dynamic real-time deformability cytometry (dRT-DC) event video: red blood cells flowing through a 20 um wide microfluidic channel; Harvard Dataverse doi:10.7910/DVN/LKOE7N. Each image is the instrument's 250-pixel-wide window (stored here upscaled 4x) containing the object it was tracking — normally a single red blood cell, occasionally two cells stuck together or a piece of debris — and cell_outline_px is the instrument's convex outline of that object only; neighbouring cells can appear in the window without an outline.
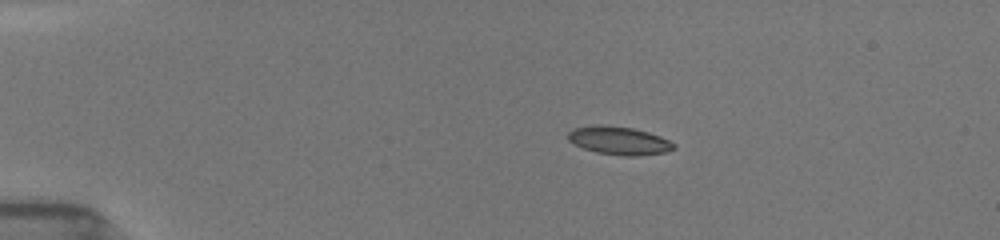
{"species": "common noctule bat (a hibernating species)", "species_latin": "Nyctalus noctula", "temperature_condition": "room temperature", "stored_images_in_passage": 81, "camera_frame_rate_fps": 3000, "um_per_image_px": 0.085, "animal": {"sex": "female", "body_mass_g": 19.5, "forearm_length_mm": 54.1}, "frame": {"image": 1, "passage_image": 1, "time_ms": 0.0, "image_size_px": [1000, 240], "cell_outline_px": [[676, 148], [664, 152], [636, 156], [624, 156], [596, 152], [584, 148], [568, 140], [568, 132], [572, 128], [596, 124], [604, 124], [632, 128], [648, 132], [660, 136], [676, 144]], "centroid_in_image_um": [52.61, 11.94], "position_along_channel_um": 32.4, "area_um2": 17.4}}
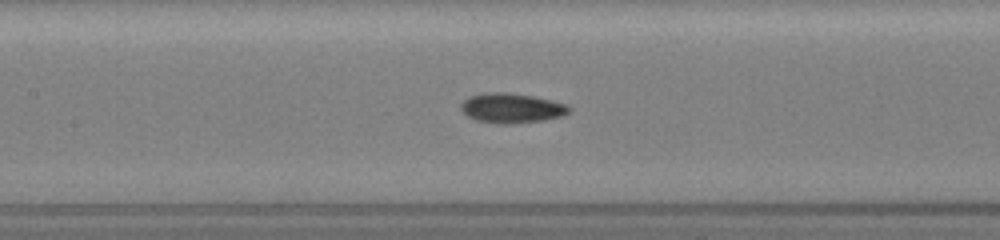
{"frame": {"image": 2, "passage_image": 33, "time_ms": 5.0, "image_size_px": [1000, 240], "cell_outline_px": [[572, 108], [564, 116], [544, 120], [508, 124], [500, 124], [476, 120], [468, 116], [460, 108], [460, 104], [464, 100], [472, 96], [488, 92], [508, 92], [536, 96], [568, 104]], "centroid_in_image_um": [43.54, 9.18], "position_along_channel_um": 163.9, "area_um2": 18.9}}
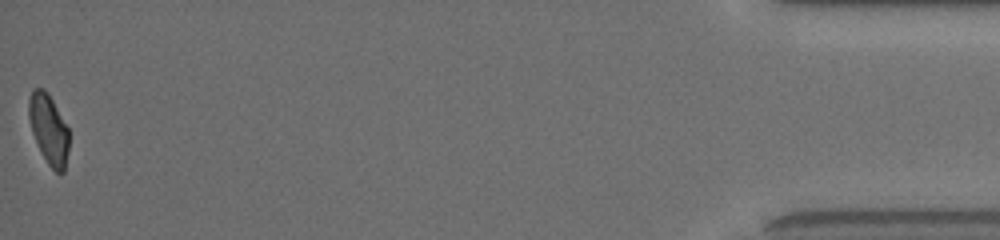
{"frame": {"image": 3, "passage_image": 80, "time_ms": 14.0, "image_size_px": [1000, 240], "cell_outline_px": [[68, 152], [64, 172], [56, 172], [48, 164], [40, 152], [32, 132], [28, 116], [28, 100], [32, 88], [44, 88], [48, 92], [68, 128]], "centroid_in_image_um": [4.12, 10.96], "position_along_channel_um": 431.1, "area_um2": 16.42}, "authors_computed_cell_mechanics": {"area_um2": 17.3978, "velocity_mm_per_s": 3.9341, "shape_relaxation_time_tau1_ms": 5.4244, "shape_relaxation_time_tau2_ms": 4.5077, "deformation_change_tau1": 0.1288, "deformation_change_tau2": 0.0987}}